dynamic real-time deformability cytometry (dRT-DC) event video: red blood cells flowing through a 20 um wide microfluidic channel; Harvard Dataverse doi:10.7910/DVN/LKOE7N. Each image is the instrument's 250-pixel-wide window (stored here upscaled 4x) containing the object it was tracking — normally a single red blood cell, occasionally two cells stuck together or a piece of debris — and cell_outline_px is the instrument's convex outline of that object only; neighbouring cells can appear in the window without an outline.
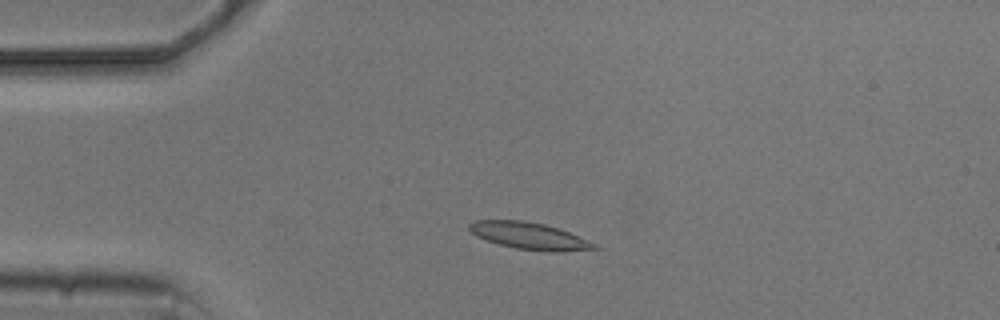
{"species": "common noctule bat (a hibernating species)", "species_latin": "Nyctalus noctula", "temperature_condition": "cold", "stored_images_in_passage": 4, "camera_frame_rate_fps": 3000, "um_per_image_px": 0.085, "animal": {"sex": "male", "body_mass_g": 20.5, "forearm_length_mm": 52.5}, "frame": {"image": 1, "passage_image": 3, "time_ms": 2.333, "image_size_px": [1000, 320], "cell_outline_px": [[600, 248], [560, 252], [552, 252], [516, 248], [500, 244], [476, 236], [468, 228], [468, 224], [476, 220], [524, 220], [544, 224], [568, 232], [588, 240], [596, 244]], "centroid_in_image_um": [44.99, 20.05], "position_along_channel_um": 40.0, "area_um2": 19.36}}